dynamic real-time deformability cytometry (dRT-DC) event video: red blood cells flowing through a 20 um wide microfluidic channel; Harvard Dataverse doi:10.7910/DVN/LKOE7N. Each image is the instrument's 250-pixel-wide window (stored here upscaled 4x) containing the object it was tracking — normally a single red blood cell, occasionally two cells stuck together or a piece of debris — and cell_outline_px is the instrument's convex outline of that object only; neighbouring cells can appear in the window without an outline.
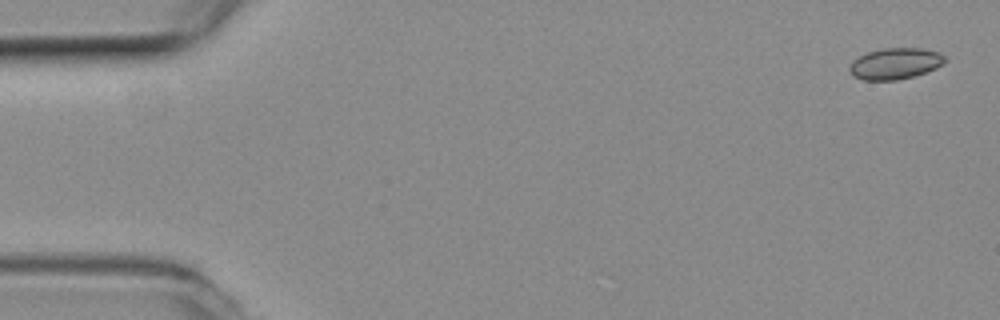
{"species": "common noctule bat (a hibernating species)", "species_latin": "Nyctalus noctula", "temperature_condition": "room temperature", "stored_images_in_passage": 4, "camera_frame_rate_fps": 3000, "um_per_image_px": 0.085, "animal": {"sex": "female", "body_mass_g": 19.3, "forearm_length_mm": 54.1}, "frame": {"image": 1, "passage_image": 1, "time_ms": 0.0, "image_size_px": [1000, 320], "cell_outline_px": [[948, 60], [944, 64], [936, 68], [912, 76], [896, 80], [864, 80], [852, 76], [848, 72], [848, 68], [852, 60], [868, 52], [884, 48], [924, 48], [940, 52]], "centroid_in_image_um": [76.09, 5.4], "position_along_channel_um": 8.9, "area_um2": 17.51}}
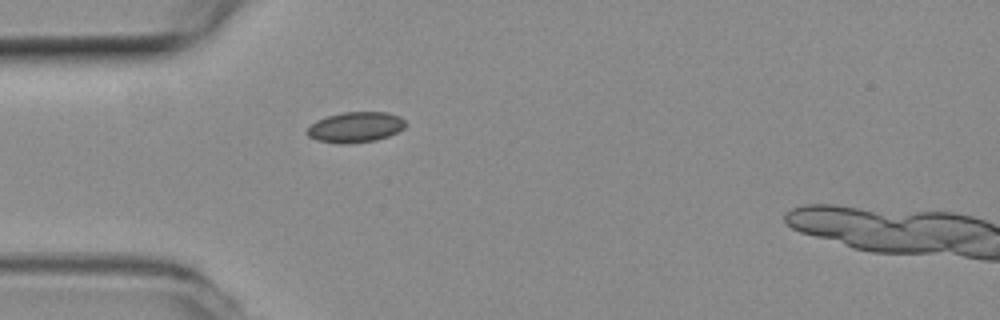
{"frame": {"image": 2, "passage_image": 4, "time_ms": 1.0, "image_size_px": [1000, 320], "cell_outline_px": [[408, 124], [404, 128], [388, 136], [376, 140], [348, 144], [340, 144], [316, 140], [308, 136], [308, 128], [316, 120], [340, 112], [388, 112], [400, 116]], "centroid_in_image_um": [30.24, 10.81], "position_along_channel_um": 54.8, "area_um2": 17.57}}